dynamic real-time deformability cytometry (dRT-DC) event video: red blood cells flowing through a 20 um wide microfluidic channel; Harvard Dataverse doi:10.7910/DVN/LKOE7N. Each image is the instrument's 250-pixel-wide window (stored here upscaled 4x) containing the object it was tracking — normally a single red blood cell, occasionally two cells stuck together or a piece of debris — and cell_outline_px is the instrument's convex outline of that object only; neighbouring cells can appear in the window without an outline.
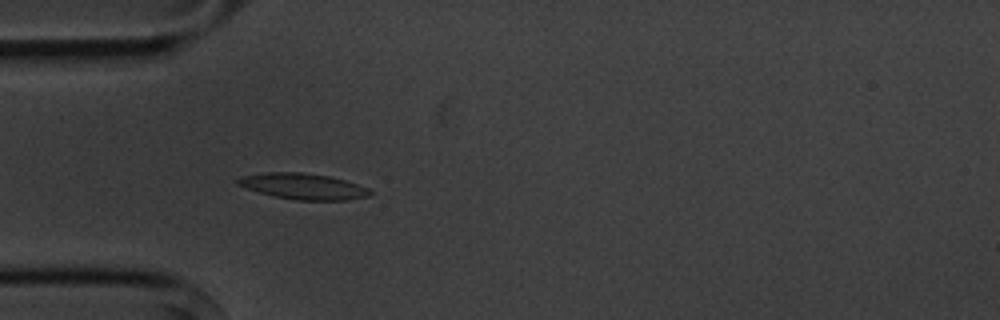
{"species": "common noctule bat (a hibernating species)", "species_latin": "Nyctalus noctula", "temperature_condition": "cold", "stored_images_in_passage": 4, "camera_frame_rate_fps": 3000, "um_per_image_px": 0.085, "animal": {"sex": "male", "body_mass_g": 20.1, "forearm_length_mm": 53.5}, "frame": {"image": 1, "passage_image": 4, "time_ms": 4.333, "image_size_px": [1000, 320], "cell_outline_px": [[372, 192], [368, 196], [348, 200], [296, 200], [272, 196], [236, 184], [236, 180], [244, 176], [268, 172], [304, 172], [328, 176], [344, 180], [368, 188]], "centroid_in_image_um": [25.78, 15.84], "position_along_channel_um": 59.2, "area_um2": 19.77}}